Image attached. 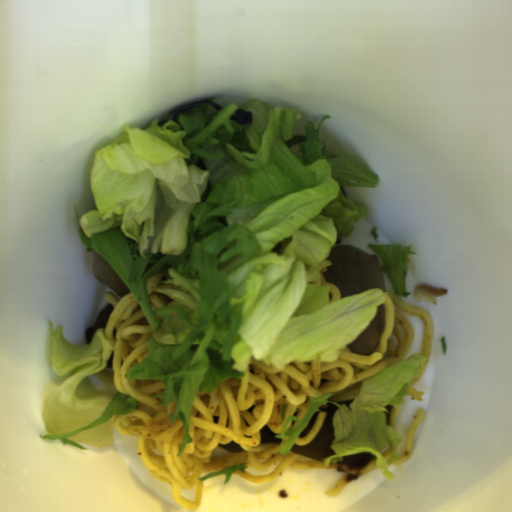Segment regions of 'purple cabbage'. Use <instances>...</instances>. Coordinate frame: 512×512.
Masks as SVG:
<instances>
[{
	"label": "purple cabbage",
	"mask_w": 512,
	"mask_h": 512,
	"mask_svg": "<svg viewBox=\"0 0 512 512\" xmlns=\"http://www.w3.org/2000/svg\"><path fill=\"white\" fill-rule=\"evenodd\" d=\"M199 105H208L216 110H221L222 108H224L223 106L209 100V99H201V100H196V101H193L191 103H188L186 105H183L181 106L180 108L174 110L173 112H171L166 121H169V120H172L175 118V116L177 115L178 112H181V111H184V110H188V109H191V108H194V107H197Z\"/></svg>",
	"instance_id": "c1f60e8f"
},
{
	"label": "purple cabbage",
	"mask_w": 512,
	"mask_h": 512,
	"mask_svg": "<svg viewBox=\"0 0 512 512\" xmlns=\"http://www.w3.org/2000/svg\"><path fill=\"white\" fill-rule=\"evenodd\" d=\"M230 121H233L241 126L251 125L253 120V113L245 109H237L229 117Z\"/></svg>",
	"instance_id": "ea28d5fd"
}]
</instances>
